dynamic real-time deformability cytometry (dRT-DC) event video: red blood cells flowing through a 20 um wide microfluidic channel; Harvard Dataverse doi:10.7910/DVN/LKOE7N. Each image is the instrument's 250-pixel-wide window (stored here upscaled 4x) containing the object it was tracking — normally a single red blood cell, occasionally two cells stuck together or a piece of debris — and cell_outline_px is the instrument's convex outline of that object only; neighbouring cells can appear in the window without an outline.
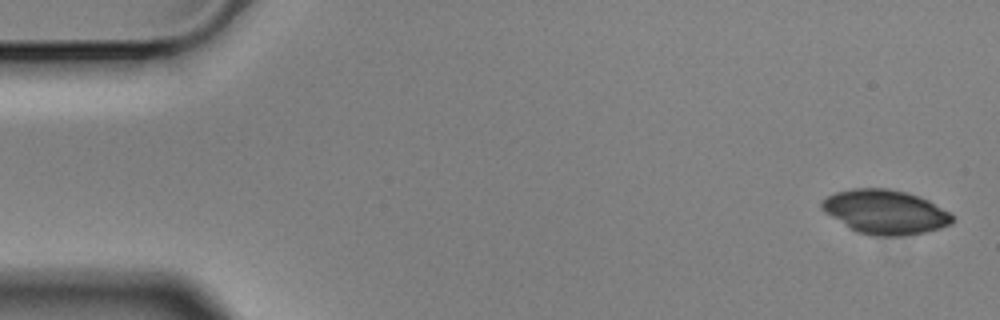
{"species": "Egyptian fruit bat (a non-hibernating species)", "species_latin": "Rousettus aegyptiacus", "temperature_condition": "cold", "stored_images_in_passage": 6, "camera_frame_rate_fps": 3000, "um_per_image_px": 0.085, "animal": {"sex": "male"}, "frame": {"image": 1, "passage_image": 1, "time_ms": 0.0, "image_size_px": [1000, 320], "cell_outline_px": [[952, 224], [940, 228], [924, 232], [900, 236], [872, 236], [856, 232], [824, 212], [820, 204], [828, 196], [836, 192], [852, 188], [888, 188], [908, 192], [920, 196], [928, 200], [948, 212], [952, 216]], "centroid_in_image_um": [75.23, 18.01], "position_along_channel_um": 9.8, "area_um2": 33.58}}
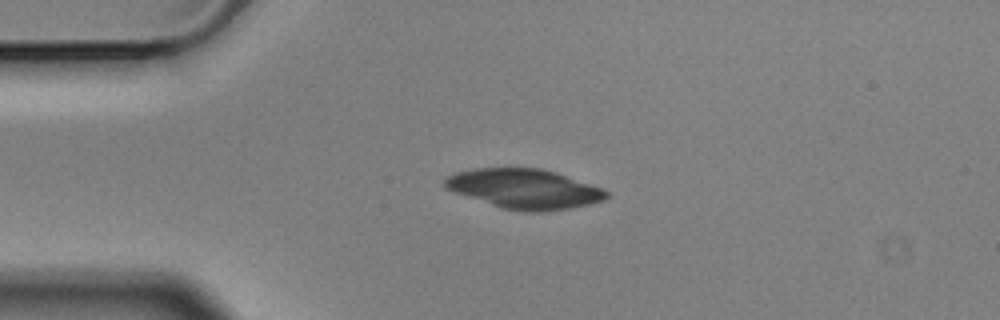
{"frame": {"image": 2, "passage_image": 4, "time_ms": 1.0, "image_size_px": [1000, 320], "cell_outline_px": [[608, 196], [604, 200], [588, 204], [568, 208], [540, 212], [524, 212], [504, 208], [444, 188], [444, 180], [448, 176], [456, 172], [472, 168], [540, 168], [556, 172], [604, 188], [608, 192]], "centroid_in_image_um": [44.6, 16.04], "position_along_channel_um": 40.4, "area_um2": 37.05}}